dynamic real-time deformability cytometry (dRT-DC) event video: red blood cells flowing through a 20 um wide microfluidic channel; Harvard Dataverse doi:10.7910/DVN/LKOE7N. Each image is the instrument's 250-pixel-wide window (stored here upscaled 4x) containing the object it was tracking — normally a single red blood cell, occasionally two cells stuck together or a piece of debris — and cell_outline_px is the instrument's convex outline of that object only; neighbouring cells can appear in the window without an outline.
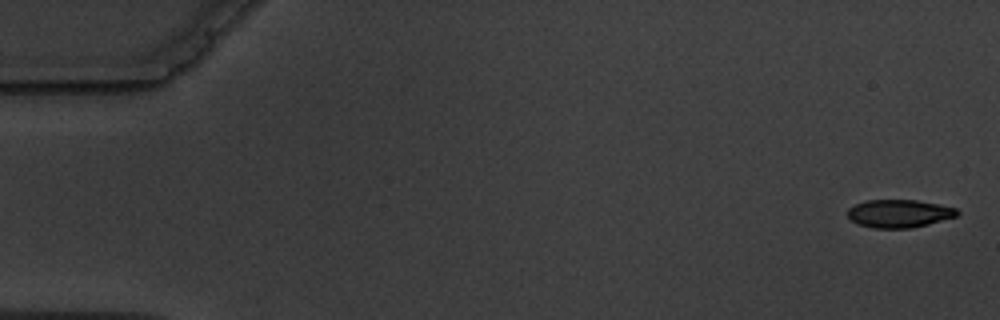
{"species": "common noctule bat (a hibernating species)", "species_latin": "Nyctalus noctula", "temperature_condition": "warm", "stored_images_in_passage": 15, "camera_frame_rate_fps": 3000, "um_per_image_px": 0.085, "animal": {"sex": "male", "body_mass_g": 19.5, "forearm_length_mm": 54.6}, "frame": {"image": 1, "passage_image": 1, "time_ms": 0.0, "image_size_px": [1000, 320], "cell_outline_px": [[960, 212], [956, 216], [928, 224], [912, 228], [872, 228], [860, 224], [852, 220], [848, 216], [848, 208], [856, 204], [868, 200], [916, 200], [956, 208]], "centroid_in_image_um": [76.42, 18.15], "position_along_channel_um": 8.6, "area_um2": 17.63}}
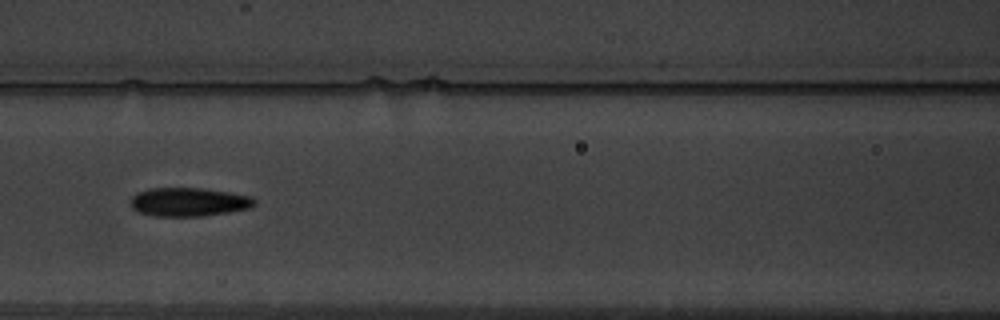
{"frame": {"image": 2, "passage_image": 7, "time_ms": 8.0, "image_size_px": [1000, 320], "cell_outline_px": [[256, 204], [252, 208], [204, 216], [156, 216], [136, 212], [132, 208], [132, 196], [136, 192], [148, 188], [204, 188], [252, 196], [256, 200]], "centroid_in_image_um": [16.06, 17.16], "position_along_channel_um": 150.5, "area_um2": 20.92}}
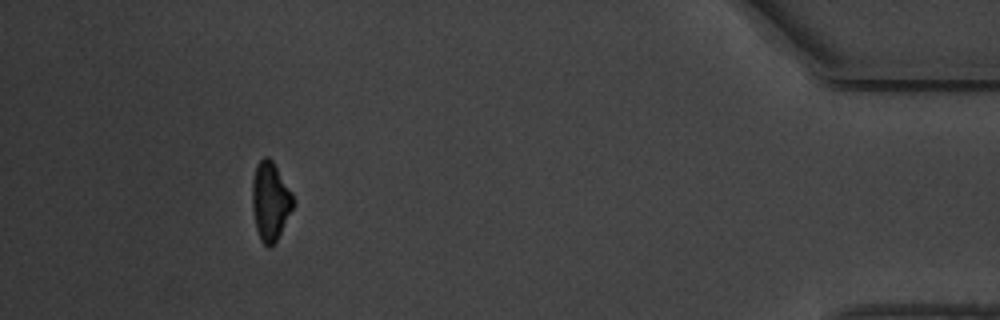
{"frame": {"image": 3, "passage_image": 14, "time_ms": 17.0, "image_size_px": [1000, 320], "cell_outline_px": [[296, 204], [276, 240], [268, 248], [260, 240], [256, 228], [252, 208], [252, 180], [256, 168], [260, 160], [264, 156], [268, 156], [272, 160], [292, 192]], "centroid_in_image_um": [22.99, 17.1], "position_along_channel_um": 412.2, "area_um2": 18.79}, "authors_computed_cell_mechanics": {"area_um2": 19.8254, "velocity_mm_per_s": 3.563, "shape_relaxation_time_tau1_ms": 3.9234, "shape_relaxation_time_tau2_ms": 3.5239, "deformation_change_tau1": 0.0969, "deformation_change_tau2": 0.0831}}